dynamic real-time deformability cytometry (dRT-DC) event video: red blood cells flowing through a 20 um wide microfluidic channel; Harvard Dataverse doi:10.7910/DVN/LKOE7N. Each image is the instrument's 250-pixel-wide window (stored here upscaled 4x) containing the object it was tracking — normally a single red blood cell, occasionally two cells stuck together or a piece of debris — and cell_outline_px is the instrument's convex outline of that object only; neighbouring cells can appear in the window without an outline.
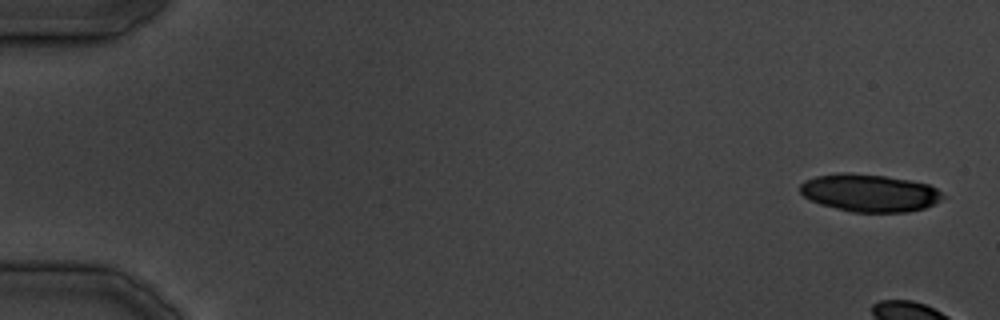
{"species": "common noctule bat (a hibernating species)", "species_latin": "Nyctalus noctula", "temperature_condition": "cold", "stored_images_in_passage": 6, "camera_frame_rate_fps": 3000, "um_per_image_px": 0.085, "animal": {"sex": "male", "body_mass_g": 19.5, "forearm_length_mm": 54.6}, "frame": {"image": 1, "passage_image": 1, "time_ms": 0.0, "image_size_px": [1000, 320], "cell_outline_px": [[948, 196], [924, 208], [908, 212], [852, 212], [820, 204], [804, 196], [800, 192], [800, 184], [804, 180], [816, 176], [836, 172], [848, 172], [884, 176], [908, 180], [928, 184], [936, 188]], "centroid_in_image_um": [73.91, 16.39], "position_along_channel_um": 11.1, "area_um2": 31.33}}